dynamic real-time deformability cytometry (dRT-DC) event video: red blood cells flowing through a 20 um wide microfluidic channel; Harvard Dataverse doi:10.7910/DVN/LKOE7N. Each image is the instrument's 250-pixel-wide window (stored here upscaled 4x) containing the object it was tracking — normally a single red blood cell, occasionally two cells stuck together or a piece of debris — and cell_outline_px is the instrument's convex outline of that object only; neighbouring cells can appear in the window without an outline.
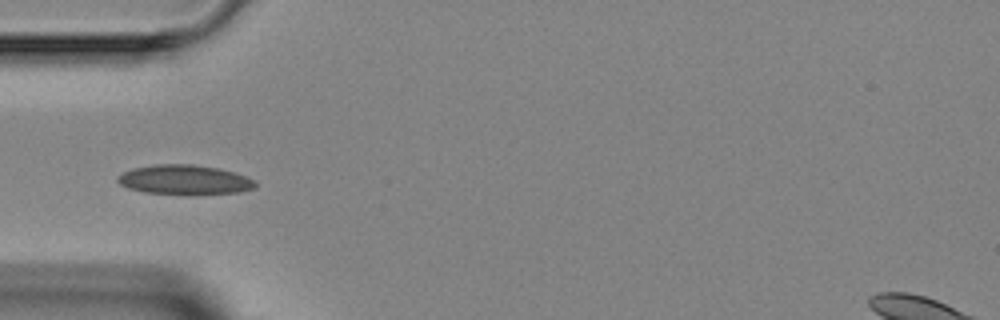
{"species": "Egyptian fruit bat (a non-hibernating species)", "species_latin": "Rousettus aegyptiacus", "temperature_condition": "room temperature", "stored_images_in_passage": 4, "camera_frame_rate_fps": 3000, "um_per_image_px": 0.085, "animal": {"sex": "female"}, "frame": {"image": 1, "passage_image": 4, "time_ms": 4.667, "image_size_px": [1000, 320], "cell_outline_px": [[256, 188], [240, 192], [192, 196], [188, 196], [144, 192], [128, 188], [120, 184], [116, 180], [116, 176], [132, 168], [156, 164], [192, 164], [216, 168], [232, 172], [256, 180]], "centroid_in_image_um": [15.68, 15.31], "position_along_channel_um": 69.3, "area_um2": 24.28}}